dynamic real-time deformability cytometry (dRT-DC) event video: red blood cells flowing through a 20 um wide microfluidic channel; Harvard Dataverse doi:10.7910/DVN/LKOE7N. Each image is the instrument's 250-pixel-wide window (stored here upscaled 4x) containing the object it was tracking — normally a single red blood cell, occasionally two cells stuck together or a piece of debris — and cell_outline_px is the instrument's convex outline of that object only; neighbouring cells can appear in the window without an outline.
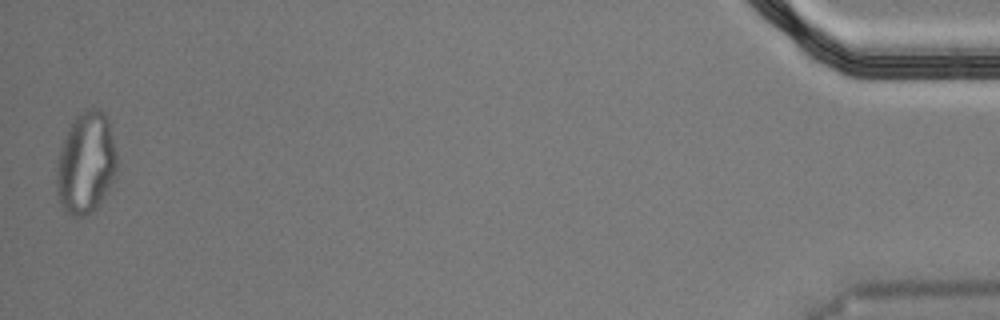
{"species": "Egyptian fruit bat (a non-hibernating species)", "species_latin": "Rousettus aegyptiacus", "temperature_condition": "cold", "stored_images_in_passage": 55, "segment_of_instrument_passage": [2, 2], "camera_frame_rate_fps": 3000, "um_per_image_px": 0.085, "animal": {"sex": "male"}, "frame": {"image": 1, "passage_image": 55, "time_ms": 18.0, "image_size_px": [1000, 320], "cell_outline_px": [[116, 172], [108, 192], [96, 208], [92, 212], [84, 216], [72, 216], [60, 204], [56, 192], [56, 168], [60, 148], [68, 128], [76, 116], [84, 108], [100, 108], [104, 112], [108, 120], [116, 152]], "centroid_in_image_um": [7.29, 13.85], "position_along_channel_um": 427.9, "area_um2": 36.01}}